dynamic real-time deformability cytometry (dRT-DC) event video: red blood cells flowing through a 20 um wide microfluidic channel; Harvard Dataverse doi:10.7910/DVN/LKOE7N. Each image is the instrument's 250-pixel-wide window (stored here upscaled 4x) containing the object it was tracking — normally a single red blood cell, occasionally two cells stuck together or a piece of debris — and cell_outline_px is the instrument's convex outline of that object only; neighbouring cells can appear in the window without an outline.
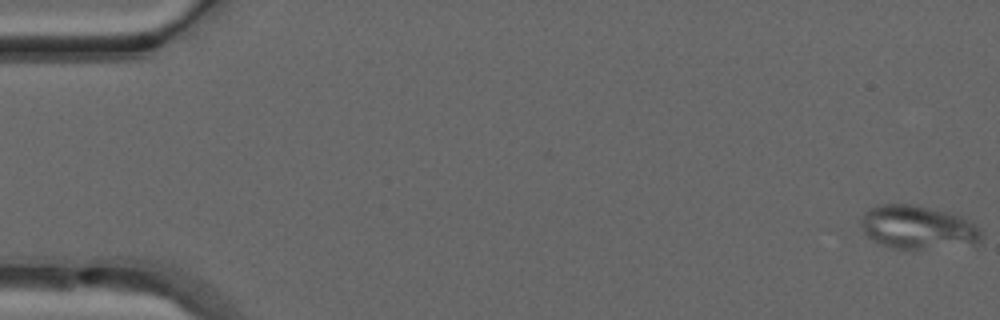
{"species": "common noctule bat (a hibernating species)", "species_latin": "Nyctalus noctula", "temperature_condition": "warm", "stored_images_in_passage": 51, "camera_frame_rate_fps": 3000, "um_per_image_px": 0.085, "animal": {"sex": "male", "forearm_length_mm": 52.5}, "frame": {"image": 1, "passage_image": 1, "time_ms": 0.0, "image_size_px": [1000, 320], "cell_outline_px": [[984, 236], [976, 244], [924, 248], [892, 248], [880, 244], [872, 240], [864, 232], [860, 224], [860, 220], [864, 212], [868, 208], [880, 204], [916, 204], [948, 212], [960, 216], [976, 224]], "centroid_in_image_um": [77.99, 19.3], "position_along_channel_um": 7.0, "area_um2": 30.58}}
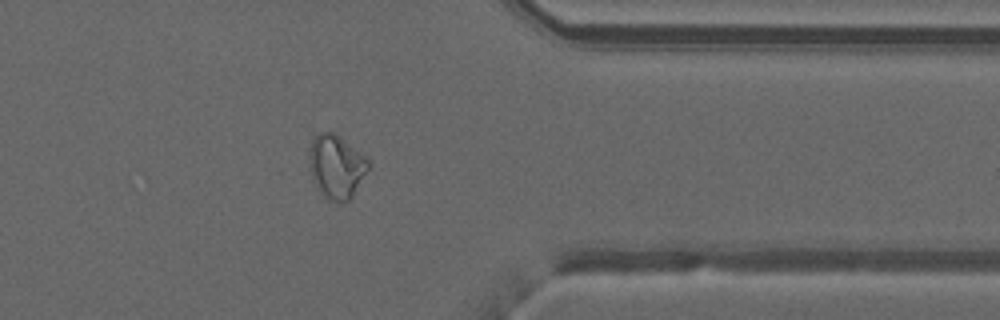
{"frame": {"image": 2, "passage_image": 41, "time_ms": 13.333, "image_size_px": [1000, 320], "cell_outline_px": [[368, 168], [352, 196], [348, 200], [328, 200], [320, 192], [312, 176], [308, 156], [308, 148], [312, 136], [320, 132], [336, 132], [368, 156]], "centroid_in_image_um": [28.57, 14.06], "position_along_channel_um": 382.8, "area_um2": 22.02}}
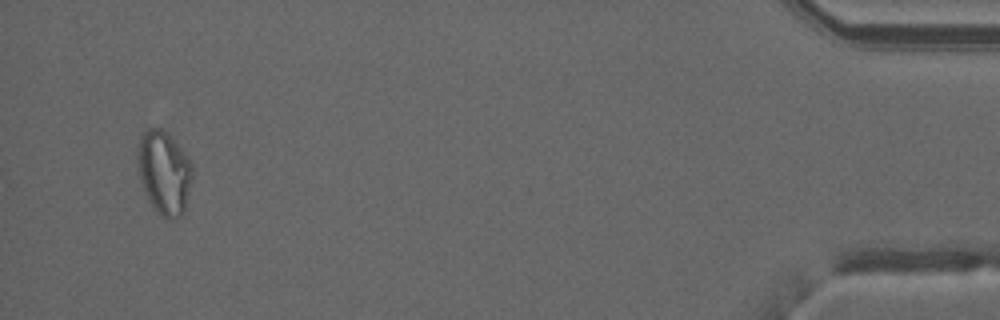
{"frame": {"image": 3, "passage_image": 49, "time_ms": 16.0, "image_size_px": [1000, 320], "cell_outline_px": [[192, 176], [184, 216], [172, 220], [168, 220], [152, 204], [144, 192], [140, 180], [136, 156], [136, 148], [140, 136], [144, 128], [160, 128], [168, 132], [192, 164]], "centroid_in_image_um": [13.93, 14.64], "position_along_channel_um": 421.3, "area_um2": 26.88}, "authors_computed_cell_mechanics": {"area_um2": 23.987, "velocity_mm_per_s": 4.048, "shape_relaxation_time_tau1_ms": null, "shape_relaxation_time_tau2_ms": 2.5786, "deformation_change_tau1": null, "deformation_change_tau2": 0.0682}}